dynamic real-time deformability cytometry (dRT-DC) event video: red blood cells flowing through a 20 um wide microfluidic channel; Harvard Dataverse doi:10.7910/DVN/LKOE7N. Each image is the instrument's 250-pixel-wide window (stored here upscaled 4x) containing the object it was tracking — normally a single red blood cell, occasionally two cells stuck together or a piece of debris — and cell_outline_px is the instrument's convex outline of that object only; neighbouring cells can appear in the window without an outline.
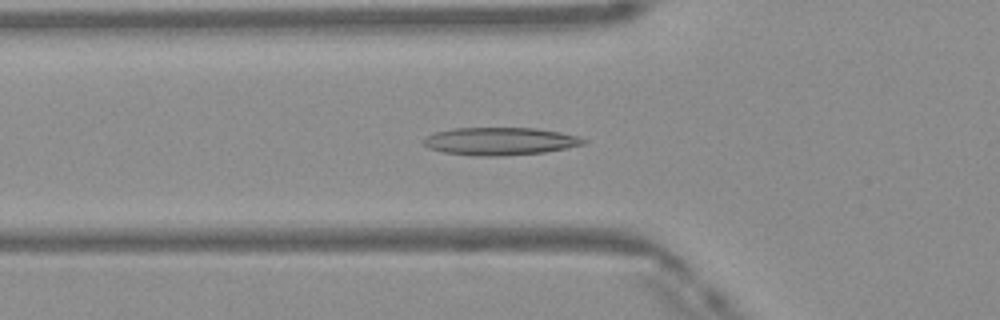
{"species": "Egyptian fruit bat (a non-hibernating species)", "species_latin": "Rousettus aegyptiacus", "temperature_condition": "warm", "stored_images_in_passage": 49, "camera_frame_rate_fps": 3000, "um_per_image_px": 0.085, "frame": {"image": 1, "passage_image": 16, "time_ms": 5.0, "image_size_px": [1000, 320], "cell_outline_px": [[588, 140], [584, 144], [544, 152], [500, 156], [476, 156], [444, 152], [428, 148], [424, 144], [424, 140], [428, 136], [436, 132], [452, 128], [536, 128], [560, 132], [580, 136]], "centroid_in_image_um": [42.53, 12.0], "position_along_channel_um": 83.3, "area_um2": 25.72}}
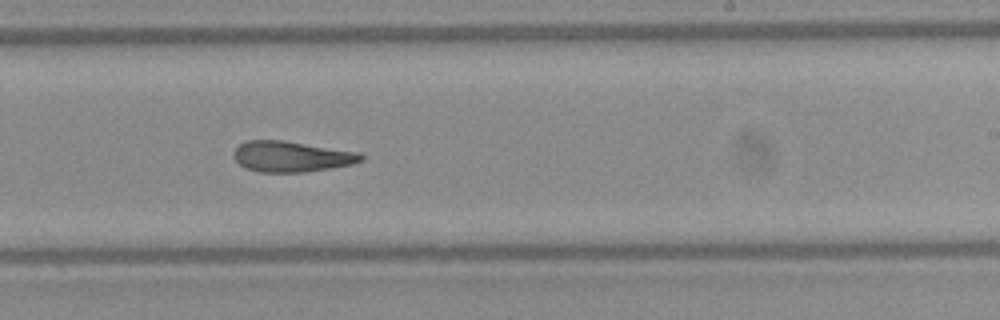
{"frame": {"image": 2, "passage_image": 29, "time_ms": 9.333, "image_size_px": [1000, 320], "cell_outline_px": [[364, 160], [352, 164], [304, 172], [260, 172], [248, 168], [240, 164], [232, 156], [232, 152], [240, 144], [248, 140], [280, 140], [360, 152], [364, 156]], "centroid_in_image_um": [24.77, 13.3], "position_along_channel_um": 264.2, "area_um2": 22.6}}
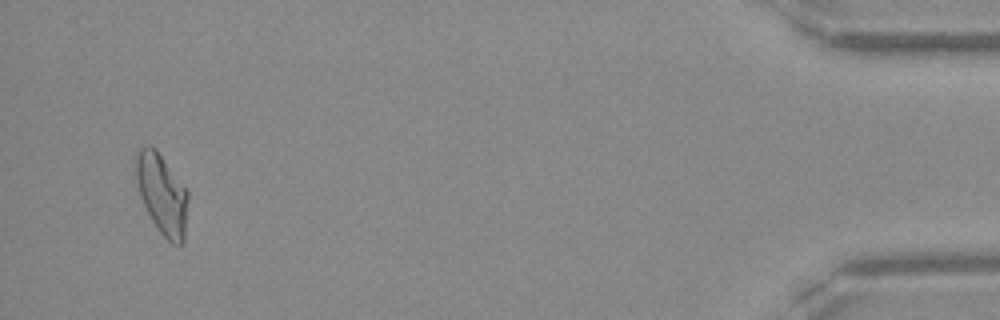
{"frame": {"image": 3, "passage_image": 46, "time_ms": 15.0, "image_size_px": [1000, 320], "cell_outline_px": [[188, 200], [184, 244], [172, 244], [160, 232], [152, 220], [140, 196], [136, 180], [136, 148], [144, 144], [152, 144], [156, 148], [188, 192]], "centroid_in_image_um": [13.76, 16.46], "position_along_channel_um": 421.4, "area_um2": 24.45}, "authors_computed_cell_mechanics": {"area_um2": 23.698, "velocity_mm_per_s": 4.1561, "shape_relaxation_time_tau1_ms": null, "shape_relaxation_time_tau2_ms": 4.8947, "deformation_change_tau1": null, "deformation_change_tau2": 0.1491}}